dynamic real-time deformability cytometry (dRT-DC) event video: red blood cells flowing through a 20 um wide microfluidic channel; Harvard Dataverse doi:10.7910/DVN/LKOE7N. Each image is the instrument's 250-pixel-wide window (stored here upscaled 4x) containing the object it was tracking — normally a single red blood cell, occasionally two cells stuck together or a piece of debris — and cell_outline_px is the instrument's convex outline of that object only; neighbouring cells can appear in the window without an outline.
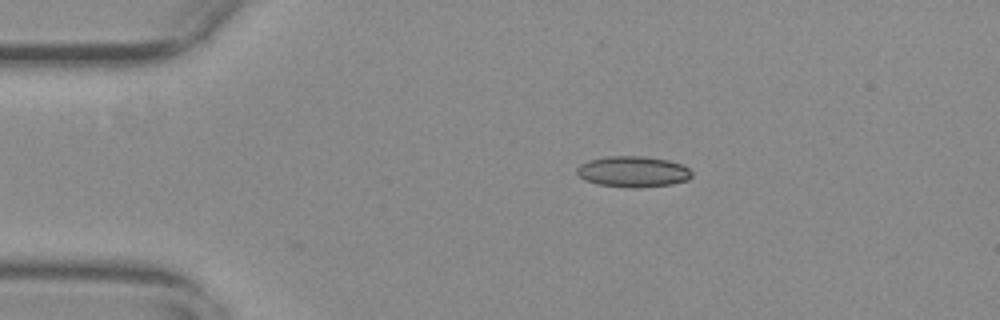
{"species": "common noctule bat (a hibernating species)", "species_latin": "Nyctalus noctula", "temperature_condition": "warm", "stored_images_in_passage": 34, "camera_frame_rate_fps": 3000, "um_per_image_px": 0.085, "animal": {"sex": "female", "body_mass_g": 29.2, "forearm_length_mm": 56.3}, "frame": {"image": 1, "passage_image": 1, "time_ms": 0.0, "image_size_px": [1000, 320], "cell_outline_px": [[692, 176], [688, 180], [672, 184], [636, 188], [628, 188], [596, 184], [584, 180], [576, 172], [576, 168], [580, 164], [588, 160], [608, 156], [644, 156], [668, 160], [680, 164], [688, 168], [692, 172]], "centroid_in_image_um": [53.79, 14.59], "position_along_channel_um": 31.2, "area_um2": 20.87}}
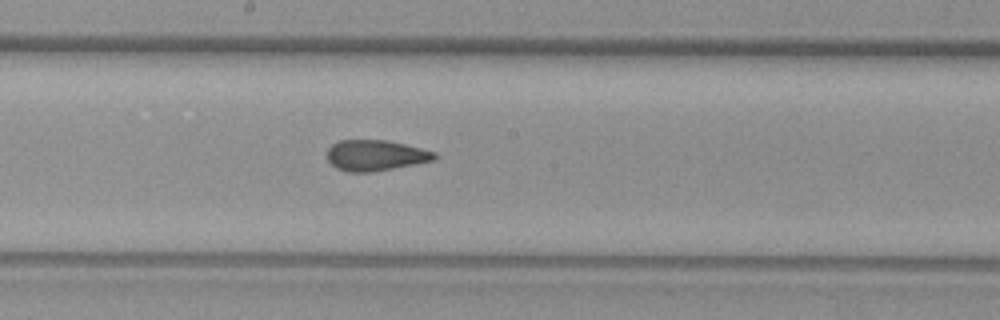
{"frame": {"image": 2, "passage_image": 20, "time_ms": 6.333, "image_size_px": [1000, 320], "cell_outline_px": [[440, 156], [436, 160], [416, 164], [372, 172], [348, 172], [336, 168], [328, 160], [328, 148], [332, 144], [340, 140], [388, 140], [436, 152]], "centroid_in_image_um": [31.96, 13.21], "position_along_channel_um": 216.2, "area_um2": 19.36}}
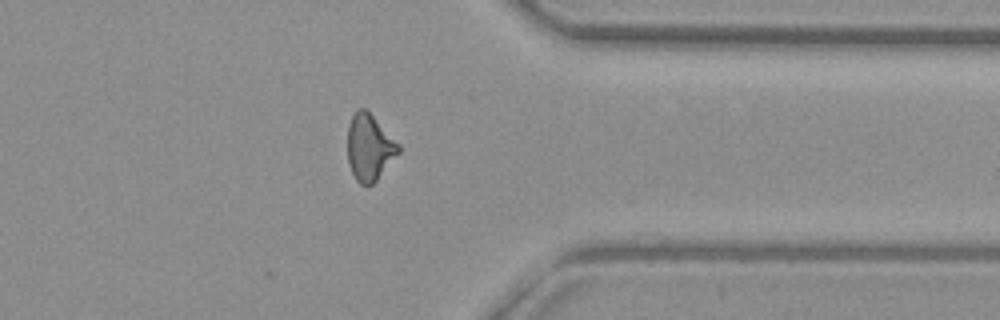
{"frame": {"image": 3, "passage_image": 34, "time_ms": 11.0, "image_size_px": [1000, 320], "cell_outline_px": [[400, 152], [376, 180], [372, 184], [360, 184], [356, 180], [348, 164], [348, 124], [352, 116], [360, 108], [364, 108], [400, 144]], "centroid_in_image_um": [31.4, 12.54], "position_along_channel_um": 380.0, "area_um2": 19.36}, "authors_computed_cell_mechanics": {"area_um2": 19.6809, "velocity_mm_per_s": 3.7088, "shape_relaxation_time_tau1_ms": null, "shape_relaxation_time_tau2_ms": 1.7426, "deformation_change_tau1": null, "deformation_change_tau2": 0.0903}}